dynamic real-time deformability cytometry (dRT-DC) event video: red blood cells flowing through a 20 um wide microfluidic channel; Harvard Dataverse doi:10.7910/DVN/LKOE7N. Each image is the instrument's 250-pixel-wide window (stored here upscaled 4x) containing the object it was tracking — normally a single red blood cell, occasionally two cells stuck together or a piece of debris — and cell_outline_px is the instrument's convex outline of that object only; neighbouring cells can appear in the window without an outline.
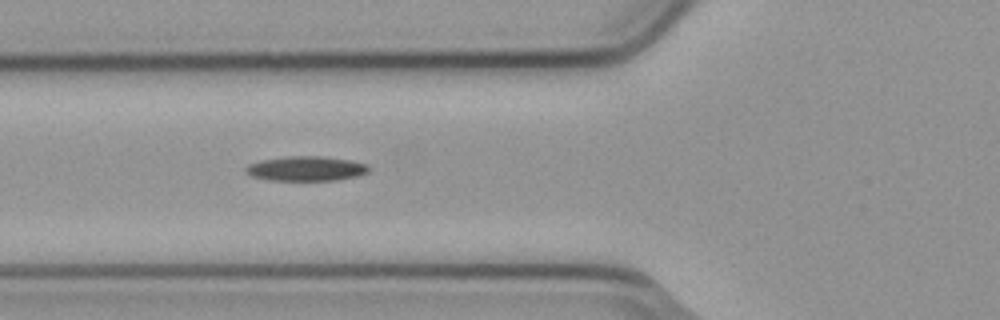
{"species": "common noctule bat (a hibernating species)", "species_latin": "Nyctalus noctula", "temperature_condition": "cold", "stored_images_in_passage": 7, "camera_frame_rate_fps": 3000, "um_per_image_px": 0.085, "animal": {"sex": "male", "body_mass_g": 23.1, "forearm_length_mm": 52.7}, "frame": {"image": 1, "passage_image": 7, "time_ms": 2.0, "image_size_px": [1000, 320], "cell_outline_px": [[368, 172], [360, 176], [336, 180], [268, 180], [252, 176], [244, 172], [244, 168], [248, 164], [260, 160], [288, 156], [324, 156], [348, 160], [364, 164], [368, 168]], "centroid_in_image_um": [25.96, 14.33], "position_along_channel_um": 99.8, "area_um2": 17.69}}